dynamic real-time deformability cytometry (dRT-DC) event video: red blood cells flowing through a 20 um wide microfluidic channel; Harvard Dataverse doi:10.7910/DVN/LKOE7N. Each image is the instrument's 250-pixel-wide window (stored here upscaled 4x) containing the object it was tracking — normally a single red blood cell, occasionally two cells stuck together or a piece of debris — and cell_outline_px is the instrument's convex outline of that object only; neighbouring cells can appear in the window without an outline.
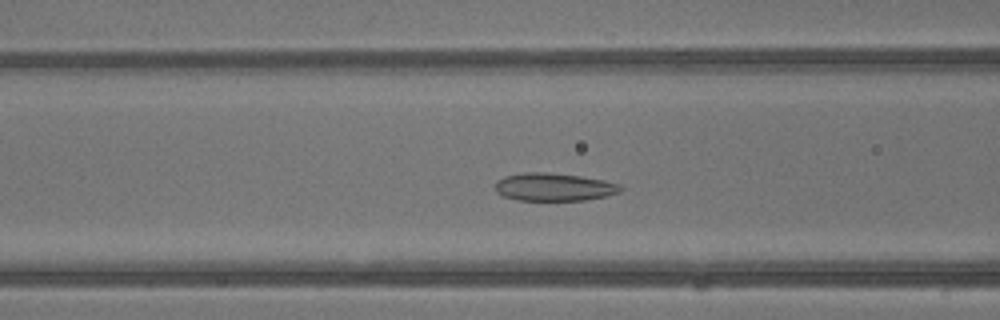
{"species": "common noctule bat (a hibernating species)", "species_latin": "Nyctalus noctula", "temperature_condition": "warm", "stored_images_in_passage": 39, "camera_frame_rate_fps": 3000, "um_per_image_px": 0.085, "animal": {"sex": "male", "body_mass_g": 13.3}, "frame": {"image": 1, "passage_image": 14, "time_ms": 4.333, "image_size_px": [1000, 320], "cell_outline_px": [[624, 188], [620, 192], [604, 196], [584, 200], [516, 200], [504, 196], [496, 192], [496, 180], [504, 176], [524, 172], [548, 172], [580, 176], [604, 180], [620, 184]], "centroid_in_image_um": [47.08, 15.88], "position_along_channel_um": 119.5, "area_um2": 20.4}}
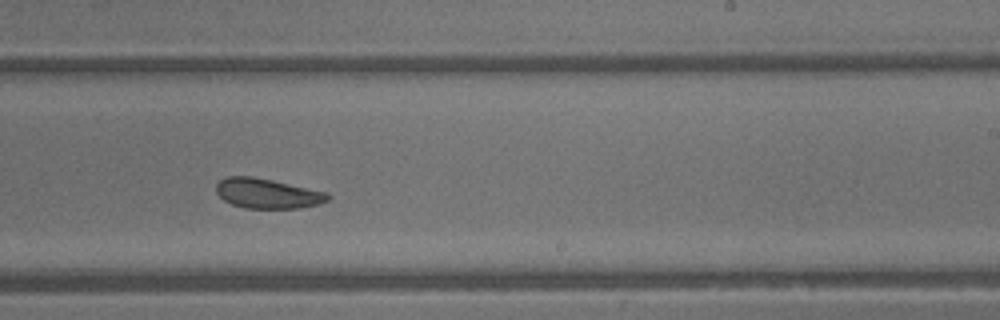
{"frame": {"image": 2, "passage_image": 23, "time_ms": 7.333, "image_size_px": [1000, 320], "cell_outline_px": [[332, 196], [328, 200], [320, 204], [300, 208], [244, 208], [232, 204], [224, 200], [216, 192], [216, 184], [220, 180], [228, 176], [252, 176], [272, 180], [328, 192]], "centroid_in_image_um": [22.75, 16.44], "position_along_channel_um": 266.2, "area_um2": 19.54}}
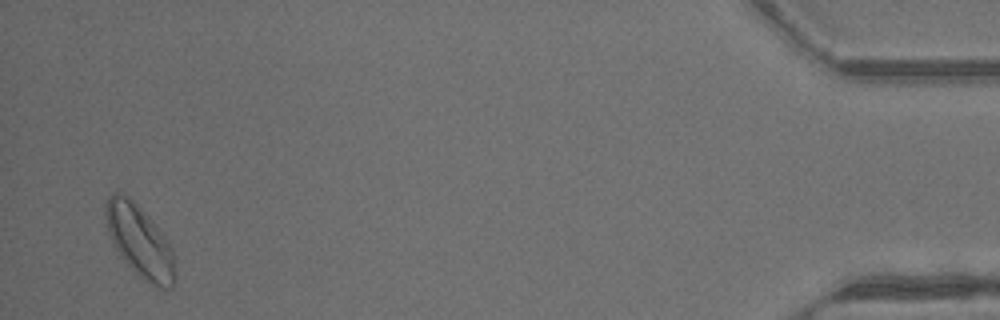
{"frame": {"image": 3, "passage_image": 38, "time_ms": 12.333, "image_size_px": [1000, 320], "cell_outline_px": [[176, 280], [172, 288], [156, 288], [140, 276], [120, 256], [112, 244], [104, 224], [104, 204], [108, 196], [112, 192], [120, 192], [132, 200], [148, 216], [164, 236], [172, 248], [176, 272]], "centroid_in_image_um": [11.84, 20.5], "position_along_channel_um": 423.4, "area_um2": 29.36}, "authors_computed_cell_mechanics": {"area_um2": 21.3282, "velocity_mm_per_s": 4.9084, "shape_relaxation_time_tau1_ms": 7.403, "shape_relaxation_time_tau2_ms": 2.46, "deformation_change_tau1": 0.1172, "deformation_change_tau2": 0.0744}}